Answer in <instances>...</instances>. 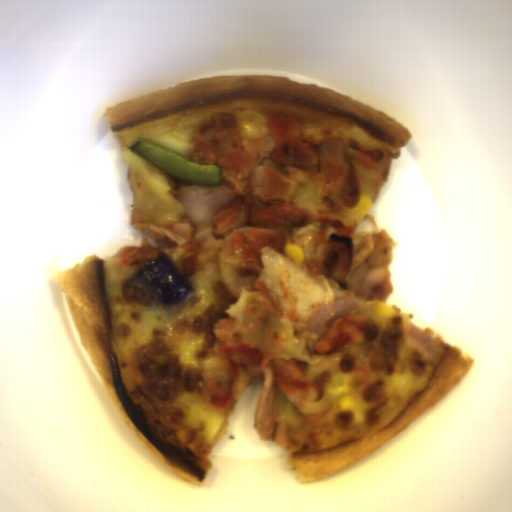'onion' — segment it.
I'll use <instances>...</instances> for the list:
<instances>
[{
	"label": "onion",
	"mask_w": 512,
	"mask_h": 512,
	"mask_svg": "<svg viewBox=\"0 0 512 512\" xmlns=\"http://www.w3.org/2000/svg\"><path fill=\"white\" fill-rule=\"evenodd\" d=\"M195 292L176 265L163 251L147 259L145 267L136 271L124 284L122 296L143 306L154 300L163 304H179Z\"/></svg>",
	"instance_id": "06740285"
}]
</instances>
